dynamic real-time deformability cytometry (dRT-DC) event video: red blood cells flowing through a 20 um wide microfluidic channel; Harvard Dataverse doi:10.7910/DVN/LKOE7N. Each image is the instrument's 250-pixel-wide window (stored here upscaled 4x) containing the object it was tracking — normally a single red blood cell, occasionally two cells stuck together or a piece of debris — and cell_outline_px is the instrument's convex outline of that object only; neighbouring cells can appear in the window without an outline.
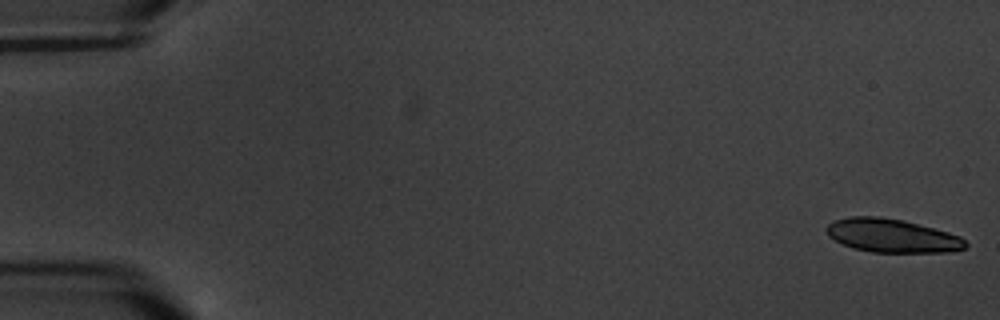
{"species": "common noctule bat (a hibernating species)", "species_latin": "Nyctalus noctula", "temperature_condition": "warm", "stored_images_in_passage": 6, "camera_frame_rate_fps": 3000, "um_per_image_px": 0.085, "animal": {"sex": "male", "body_mass_g": 20.1, "forearm_length_mm": 53.5}, "frame": {"image": 1, "passage_image": 1, "time_ms": 0.0, "image_size_px": [1000, 320], "cell_outline_px": [[968, 244], [964, 248], [948, 252], [872, 252], [852, 248], [828, 236], [824, 228], [832, 220], [848, 216], [880, 216], [904, 220], [948, 232], [960, 236]], "centroid_in_image_um": [75.77, 20.02], "position_along_channel_um": 9.2, "area_um2": 27.28}}